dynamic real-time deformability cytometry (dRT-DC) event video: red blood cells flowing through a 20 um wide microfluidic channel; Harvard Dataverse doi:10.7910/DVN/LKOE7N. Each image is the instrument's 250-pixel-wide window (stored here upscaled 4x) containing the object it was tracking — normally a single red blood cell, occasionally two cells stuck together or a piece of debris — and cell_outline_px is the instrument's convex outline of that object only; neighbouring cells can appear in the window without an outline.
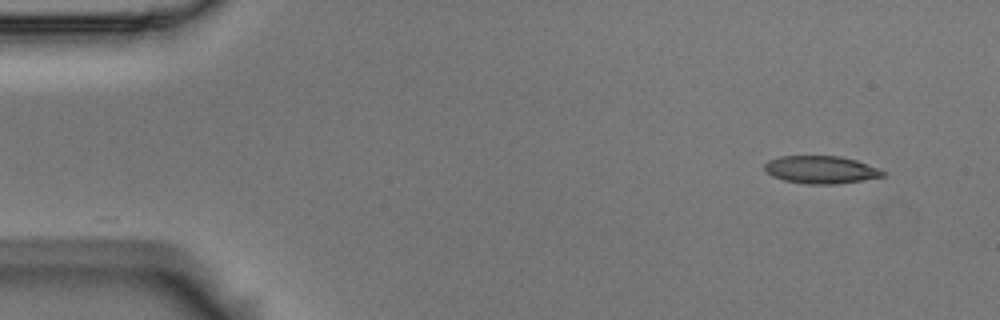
{"species": "Egyptian fruit bat (a non-hibernating species)", "species_latin": "Rousettus aegyptiacus", "temperature_condition": "room temperature", "stored_images_in_passage": 52, "camera_frame_rate_fps": 3000, "um_per_image_px": 0.085, "animal": {"sex": "male"}, "frame": {"image": 1, "passage_image": 1, "time_ms": 0.0, "image_size_px": [1000, 320], "cell_outline_px": [[884, 176], [836, 184], [808, 184], [784, 180], [772, 176], [764, 168], [764, 164], [768, 160], [780, 156], [840, 156], [856, 160], [876, 168], [884, 172]], "centroid_in_image_um": [69.73, 14.42], "position_along_channel_um": 15.3, "area_um2": 18.79}}
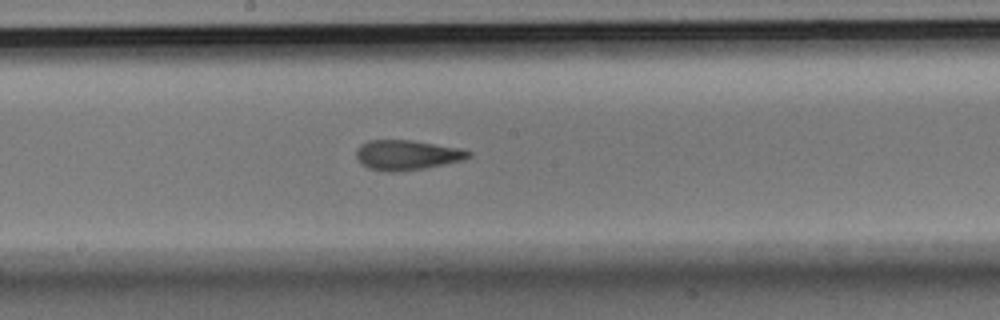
{"frame": {"image": 2, "passage_image": 26, "time_ms": 8.333, "image_size_px": [1000, 320], "cell_outline_px": [[472, 156], [464, 160], [424, 168], [396, 172], [388, 172], [368, 168], [356, 156], [356, 152], [360, 144], [368, 140], [412, 140], [460, 148], [472, 152]], "centroid_in_image_um": [34.62, 13.17], "position_along_channel_um": 213.6, "area_um2": 19.54}}
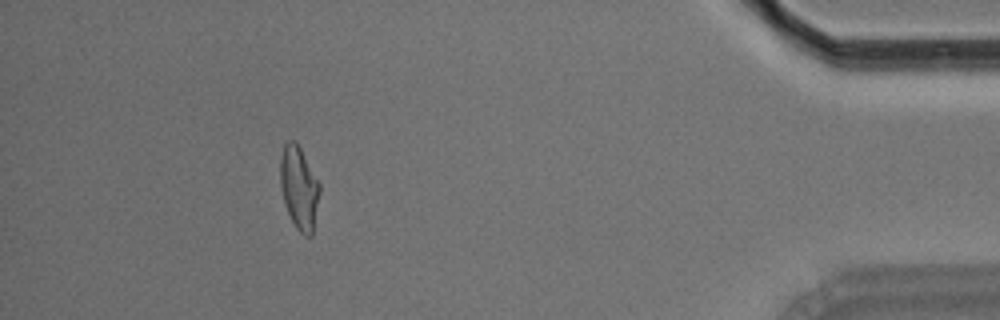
{"frame": {"image": 3, "passage_image": 47, "time_ms": 15.333, "image_size_px": [1000, 320], "cell_outline_px": [[320, 192], [312, 236], [304, 236], [296, 228], [284, 204], [280, 184], [280, 156], [284, 144], [288, 140], [296, 140], [320, 184]], "centroid_in_image_um": [25.41, 15.95], "position_along_channel_um": 409.8, "area_um2": 19.13}, "authors_computed_cell_mechanics": {"area_um2": 19.5075, "velocity_mm_per_s": 3.6015, "shape_relaxation_time_tau1_ms": 6.4551, "shape_relaxation_time_tau2_ms": 2.0757, "deformation_change_tau1": 0.2054, "deformation_change_tau2": 0.0974}}